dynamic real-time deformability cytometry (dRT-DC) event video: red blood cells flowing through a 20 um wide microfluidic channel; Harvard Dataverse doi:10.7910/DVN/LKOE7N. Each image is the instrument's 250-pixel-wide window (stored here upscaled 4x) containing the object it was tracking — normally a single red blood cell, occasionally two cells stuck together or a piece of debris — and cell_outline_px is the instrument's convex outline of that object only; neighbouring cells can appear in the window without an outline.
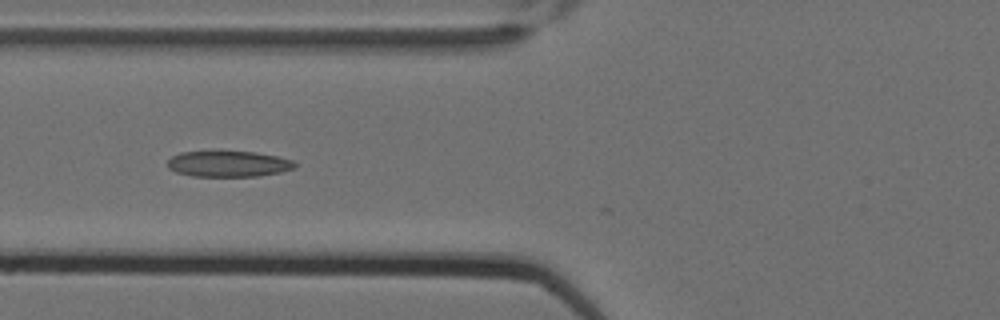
{"species": "Egyptian fruit bat (a non-hibernating species)", "species_latin": "Rousettus aegyptiacus", "temperature_condition": "cold", "stored_images_in_passage": 6, "camera_frame_rate_fps": 3000, "um_per_image_px": 0.085, "animal": {"sex": "female"}, "frame": {"image": 1, "passage_image": 6, "time_ms": 1.667, "image_size_px": [1000, 320], "cell_outline_px": [[296, 168], [280, 172], [260, 176], [192, 176], [176, 172], [168, 168], [168, 160], [172, 156], [180, 152], [256, 152], [276, 156], [292, 160], [296, 164]], "centroid_in_image_um": [19.42, 13.94], "position_along_channel_um": 106.4, "area_um2": 19.07}}